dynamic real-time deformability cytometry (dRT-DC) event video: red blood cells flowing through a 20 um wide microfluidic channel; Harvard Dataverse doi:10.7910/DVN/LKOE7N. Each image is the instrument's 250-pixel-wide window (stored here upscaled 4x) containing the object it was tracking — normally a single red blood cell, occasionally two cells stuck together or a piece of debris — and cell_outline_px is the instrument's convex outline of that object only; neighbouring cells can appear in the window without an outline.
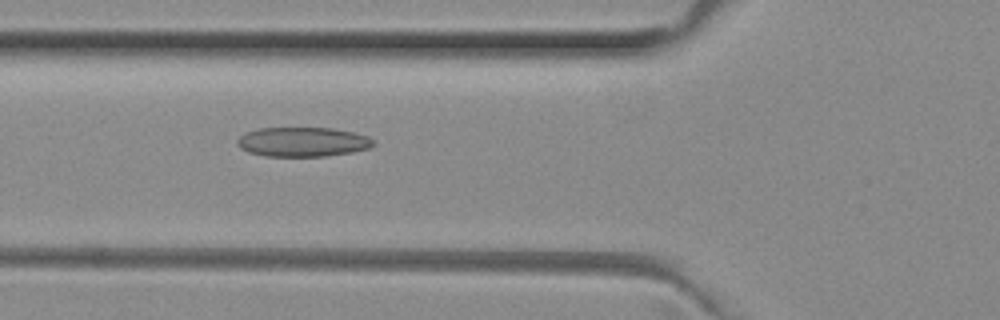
{"species": "common noctule bat (a hibernating species)", "species_latin": "Nyctalus noctula", "temperature_condition": "room temperature", "stored_images_in_passage": 36, "camera_frame_rate_fps": 3000, "um_per_image_px": 0.085, "animal": {"sex": "female", "body_mass_g": 29.2, "forearm_length_mm": 56.3}, "frame": {"image": 1, "passage_image": 5, "time_ms": 1.333, "image_size_px": [1000, 320], "cell_outline_px": [[376, 144], [368, 148], [352, 152], [324, 156], [264, 156], [248, 152], [240, 148], [236, 144], [236, 140], [240, 136], [248, 132], [260, 128], [332, 128], [352, 132], [368, 136]], "centroid_in_image_um": [25.71, 12.06], "position_along_channel_um": 100.1, "area_um2": 23.29}}
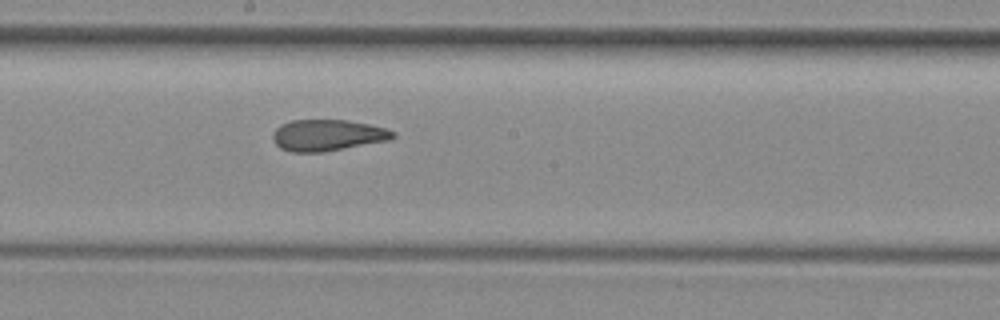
{"frame": {"image": 2, "passage_image": 14, "time_ms": 4.333, "image_size_px": [1000, 320], "cell_outline_px": [[396, 136], [392, 140], [324, 152], [292, 152], [280, 148], [272, 140], [272, 132], [280, 124], [292, 120], [348, 120], [368, 124], [384, 128], [396, 132]], "centroid_in_image_um": [27.84, 11.5], "position_along_channel_um": 220.4, "area_um2": 22.2}}
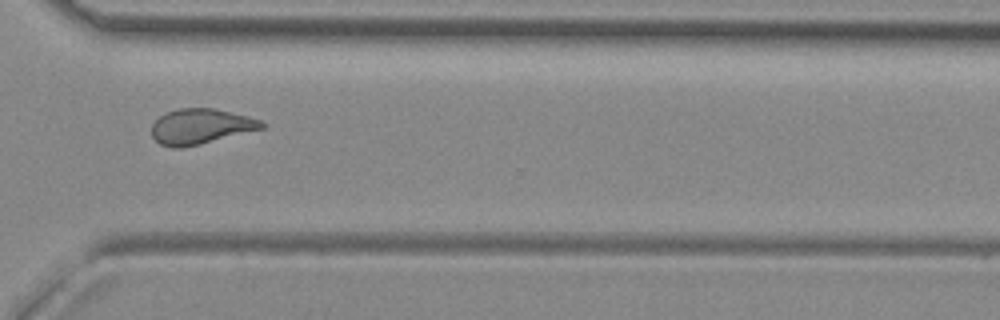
{"frame": {"image": 3, "passage_image": 24, "time_ms": 7.667, "image_size_px": [1000, 320], "cell_outline_px": [[264, 128], [200, 144], [180, 148], [172, 148], [160, 144], [152, 136], [152, 124], [160, 116], [168, 112], [180, 108], [212, 108], [248, 116], [260, 120], [264, 124]], "centroid_in_image_um": [17.04, 10.75], "position_along_channel_um": 353.6, "area_um2": 22.37}, "authors_computed_cell_mechanics": {"area_um2": 22.542, "velocity_mm_per_s": 3.9984, "shape_relaxation_time_tau1_ms": null, "shape_relaxation_time_tau2_ms": 2.1405, "deformation_change_tau1": null, "deformation_change_tau2": 0.1009}}